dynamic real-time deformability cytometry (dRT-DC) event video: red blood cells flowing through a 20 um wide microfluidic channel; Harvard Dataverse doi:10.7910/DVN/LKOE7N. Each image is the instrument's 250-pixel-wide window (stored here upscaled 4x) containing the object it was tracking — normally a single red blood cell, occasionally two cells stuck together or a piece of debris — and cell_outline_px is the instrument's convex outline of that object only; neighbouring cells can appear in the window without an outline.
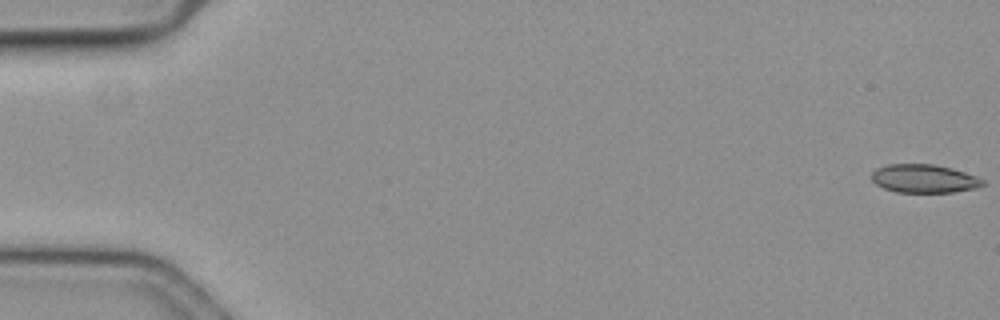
{"species": "common noctule bat (a hibernating species)", "species_latin": "Nyctalus noctula", "temperature_condition": "cold", "stored_images_in_passage": 14, "camera_frame_rate_fps": 3000, "um_per_image_px": 0.085, "animal": {"sex": "female", "body_mass_g": 19.3, "forearm_length_mm": 54.1}, "frame": {"image": 1, "passage_image": 1, "time_ms": 0.0, "image_size_px": [1000, 320], "cell_outline_px": [[984, 184], [972, 188], [952, 192], [896, 192], [884, 188], [876, 184], [872, 180], [872, 172], [876, 168], [888, 164], [932, 164], [952, 168], [976, 176], [984, 180]], "centroid_in_image_um": [78.51, 15.17], "position_along_channel_um": 6.5, "area_um2": 18.21}}
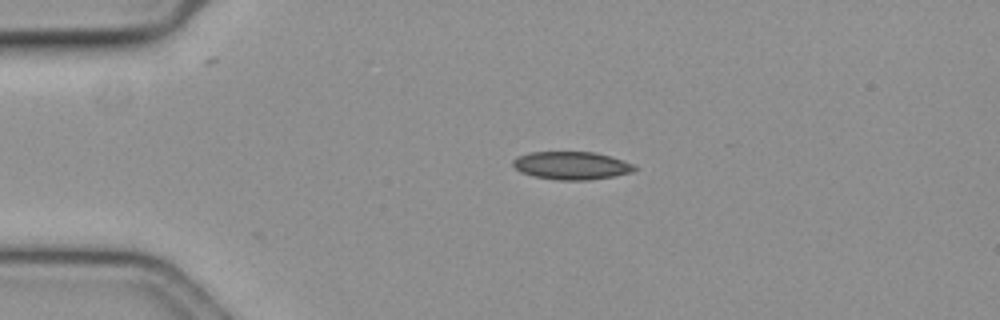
{"frame": {"image": 2, "passage_image": 14, "time_ms": 4.333, "image_size_px": [1000, 320], "cell_outline_px": [[636, 168], [632, 172], [612, 176], [588, 180], [560, 180], [536, 176], [520, 172], [512, 164], [512, 160], [516, 156], [528, 152], [596, 152], [632, 164]], "centroid_in_image_um": [48.52, 14.06], "position_along_channel_um": 36.5, "area_um2": 19.54}}